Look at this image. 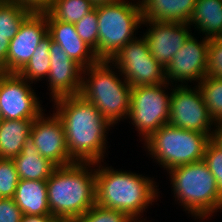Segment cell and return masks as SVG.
Instances as JSON below:
<instances>
[{
    "label": "cell",
    "instance_id": "5b68a950",
    "mask_svg": "<svg viewBox=\"0 0 222 222\" xmlns=\"http://www.w3.org/2000/svg\"><path fill=\"white\" fill-rule=\"evenodd\" d=\"M175 200L196 219H207L222 209V196L206 163L198 162L176 166L169 171ZM217 210V211H216Z\"/></svg>",
    "mask_w": 222,
    "mask_h": 222
},
{
    "label": "cell",
    "instance_id": "1f68e13d",
    "mask_svg": "<svg viewBox=\"0 0 222 222\" xmlns=\"http://www.w3.org/2000/svg\"><path fill=\"white\" fill-rule=\"evenodd\" d=\"M23 216L13 198H0V222H21Z\"/></svg>",
    "mask_w": 222,
    "mask_h": 222
},
{
    "label": "cell",
    "instance_id": "4316f807",
    "mask_svg": "<svg viewBox=\"0 0 222 222\" xmlns=\"http://www.w3.org/2000/svg\"><path fill=\"white\" fill-rule=\"evenodd\" d=\"M78 36L95 54L98 52V18L97 6L74 24Z\"/></svg>",
    "mask_w": 222,
    "mask_h": 222
},
{
    "label": "cell",
    "instance_id": "9c48e42d",
    "mask_svg": "<svg viewBox=\"0 0 222 222\" xmlns=\"http://www.w3.org/2000/svg\"><path fill=\"white\" fill-rule=\"evenodd\" d=\"M110 61L131 87L166 83L165 68L151 55L144 36L129 41Z\"/></svg>",
    "mask_w": 222,
    "mask_h": 222
},
{
    "label": "cell",
    "instance_id": "7a4b0ae2",
    "mask_svg": "<svg viewBox=\"0 0 222 222\" xmlns=\"http://www.w3.org/2000/svg\"><path fill=\"white\" fill-rule=\"evenodd\" d=\"M91 165L94 163L59 166L46 180L48 205L56 219L74 222L96 204V176Z\"/></svg>",
    "mask_w": 222,
    "mask_h": 222
},
{
    "label": "cell",
    "instance_id": "ffe728a7",
    "mask_svg": "<svg viewBox=\"0 0 222 222\" xmlns=\"http://www.w3.org/2000/svg\"><path fill=\"white\" fill-rule=\"evenodd\" d=\"M32 11L14 1L0 3V72L6 73V59L10 41L15 37L24 19Z\"/></svg>",
    "mask_w": 222,
    "mask_h": 222
},
{
    "label": "cell",
    "instance_id": "8d00e7d4",
    "mask_svg": "<svg viewBox=\"0 0 222 222\" xmlns=\"http://www.w3.org/2000/svg\"><path fill=\"white\" fill-rule=\"evenodd\" d=\"M132 222H142V219H141V221L140 220H133Z\"/></svg>",
    "mask_w": 222,
    "mask_h": 222
},
{
    "label": "cell",
    "instance_id": "d6986e66",
    "mask_svg": "<svg viewBox=\"0 0 222 222\" xmlns=\"http://www.w3.org/2000/svg\"><path fill=\"white\" fill-rule=\"evenodd\" d=\"M197 0H144L141 3L143 19L188 23Z\"/></svg>",
    "mask_w": 222,
    "mask_h": 222
},
{
    "label": "cell",
    "instance_id": "7c38bea8",
    "mask_svg": "<svg viewBox=\"0 0 222 222\" xmlns=\"http://www.w3.org/2000/svg\"><path fill=\"white\" fill-rule=\"evenodd\" d=\"M197 40L190 35L183 46L174 54L171 61L165 67V79L169 84L172 82L196 81L199 84L207 75V58L209 39ZM187 81V82H186Z\"/></svg>",
    "mask_w": 222,
    "mask_h": 222
},
{
    "label": "cell",
    "instance_id": "8992f818",
    "mask_svg": "<svg viewBox=\"0 0 222 222\" xmlns=\"http://www.w3.org/2000/svg\"><path fill=\"white\" fill-rule=\"evenodd\" d=\"M99 60H111L142 25L141 4L120 0L97 6Z\"/></svg>",
    "mask_w": 222,
    "mask_h": 222
},
{
    "label": "cell",
    "instance_id": "74e56055",
    "mask_svg": "<svg viewBox=\"0 0 222 222\" xmlns=\"http://www.w3.org/2000/svg\"><path fill=\"white\" fill-rule=\"evenodd\" d=\"M57 222H69V221H62V220H58Z\"/></svg>",
    "mask_w": 222,
    "mask_h": 222
},
{
    "label": "cell",
    "instance_id": "44dd1931",
    "mask_svg": "<svg viewBox=\"0 0 222 222\" xmlns=\"http://www.w3.org/2000/svg\"><path fill=\"white\" fill-rule=\"evenodd\" d=\"M13 199L24 215H51L46 181L19 180Z\"/></svg>",
    "mask_w": 222,
    "mask_h": 222
},
{
    "label": "cell",
    "instance_id": "52a82bcc",
    "mask_svg": "<svg viewBox=\"0 0 222 222\" xmlns=\"http://www.w3.org/2000/svg\"><path fill=\"white\" fill-rule=\"evenodd\" d=\"M210 137L209 134L165 124L144 145L149 155L169 171L176 166L203 160Z\"/></svg>",
    "mask_w": 222,
    "mask_h": 222
},
{
    "label": "cell",
    "instance_id": "277c9868",
    "mask_svg": "<svg viewBox=\"0 0 222 222\" xmlns=\"http://www.w3.org/2000/svg\"><path fill=\"white\" fill-rule=\"evenodd\" d=\"M114 68L109 60H99L96 64L83 68L84 78L79 93L91 102L111 125L120 122L122 118L127 119L132 89L124 78L120 80L118 76L121 73L117 75Z\"/></svg>",
    "mask_w": 222,
    "mask_h": 222
},
{
    "label": "cell",
    "instance_id": "d4e9b609",
    "mask_svg": "<svg viewBox=\"0 0 222 222\" xmlns=\"http://www.w3.org/2000/svg\"><path fill=\"white\" fill-rule=\"evenodd\" d=\"M94 8L91 0H53L45 11L54 20L75 24Z\"/></svg>",
    "mask_w": 222,
    "mask_h": 222
},
{
    "label": "cell",
    "instance_id": "ba28073f",
    "mask_svg": "<svg viewBox=\"0 0 222 222\" xmlns=\"http://www.w3.org/2000/svg\"><path fill=\"white\" fill-rule=\"evenodd\" d=\"M169 84L136 86L131 89L130 111L127 116L136 130L148 140L170 117V96L165 93Z\"/></svg>",
    "mask_w": 222,
    "mask_h": 222
},
{
    "label": "cell",
    "instance_id": "d6a6232c",
    "mask_svg": "<svg viewBox=\"0 0 222 222\" xmlns=\"http://www.w3.org/2000/svg\"><path fill=\"white\" fill-rule=\"evenodd\" d=\"M22 5L26 8H29L34 12H43L45 11L52 3L53 0H10Z\"/></svg>",
    "mask_w": 222,
    "mask_h": 222
},
{
    "label": "cell",
    "instance_id": "f546056e",
    "mask_svg": "<svg viewBox=\"0 0 222 222\" xmlns=\"http://www.w3.org/2000/svg\"><path fill=\"white\" fill-rule=\"evenodd\" d=\"M203 161L214 176L218 192L222 196V149L210 140L207 143Z\"/></svg>",
    "mask_w": 222,
    "mask_h": 222
},
{
    "label": "cell",
    "instance_id": "4dcf8cb0",
    "mask_svg": "<svg viewBox=\"0 0 222 222\" xmlns=\"http://www.w3.org/2000/svg\"><path fill=\"white\" fill-rule=\"evenodd\" d=\"M207 76L222 78V40L210 39L207 58Z\"/></svg>",
    "mask_w": 222,
    "mask_h": 222
},
{
    "label": "cell",
    "instance_id": "6da1fadb",
    "mask_svg": "<svg viewBox=\"0 0 222 222\" xmlns=\"http://www.w3.org/2000/svg\"><path fill=\"white\" fill-rule=\"evenodd\" d=\"M53 102L55 114L64 127L70 158L77 163L103 162L107 130L113 126L80 94L63 96Z\"/></svg>",
    "mask_w": 222,
    "mask_h": 222
},
{
    "label": "cell",
    "instance_id": "2e32d148",
    "mask_svg": "<svg viewBox=\"0 0 222 222\" xmlns=\"http://www.w3.org/2000/svg\"><path fill=\"white\" fill-rule=\"evenodd\" d=\"M49 53L51 63L46 80L49 82L52 99L78 95L81 91L83 67L54 41L51 42Z\"/></svg>",
    "mask_w": 222,
    "mask_h": 222
},
{
    "label": "cell",
    "instance_id": "7402d4cb",
    "mask_svg": "<svg viewBox=\"0 0 222 222\" xmlns=\"http://www.w3.org/2000/svg\"><path fill=\"white\" fill-rule=\"evenodd\" d=\"M189 25L205 34L206 39L222 35V0H197Z\"/></svg>",
    "mask_w": 222,
    "mask_h": 222
},
{
    "label": "cell",
    "instance_id": "d590c367",
    "mask_svg": "<svg viewBox=\"0 0 222 222\" xmlns=\"http://www.w3.org/2000/svg\"><path fill=\"white\" fill-rule=\"evenodd\" d=\"M91 1L95 6H98V5H103V4L115 3L120 0H91Z\"/></svg>",
    "mask_w": 222,
    "mask_h": 222
},
{
    "label": "cell",
    "instance_id": "cb8c5ba5",
    "mask_svg": "<svg viewBox=\"0 0 222 222\" xmlns=\"http://www.w3.org/2000/svg\"><path fill=\"white\" fill-rule=\"evenodd\" d=\"M52 41V37L47 34L39 42L28 63L17 74L32 83L47 78L51 63L49 49Z\"/></svg>",
    "mask_w": 222,
    "mask_h": 222
},
{
    "label": "cell",
    "instance_id": "9a60e30c",
    "mask_svg": "<svg viewBox=\"0 0 222 222\" xmlns=\"http://www.w3.org/2000/svg\"><path fill=\"white\" fill-rule=\"evenodd\" d=\"M149 24L143 35L151 55L165 68L174 54L183 46L190 33L189 23L164 22L143 19L142 24Z\"/></svg>",
    "mask_w": 222,
    "mask_h": 222
},
{
    "label": "cell",
    "instance_id": "836d02e7",
    "mask_svg": "<svg viewBox=\"0 0 222 222\" xmlns=\"http://www.w3.org/2000/svg\"><path fill=\"white\" fill-rule=\"evenodd\" d=\"M53 215H24L21 222H57Z\"/></svg>",
    "mask_w": 222,
    "mask_h": 222
},
{
    "label": "cell",
    "instance_id": "8fae6325",
    "mask_svg": "<svg viewBox=\"0 0 222 222\" xmlns=\"http://www.w3.org/2000/svg\"><path fill=\"white\" fill-rule=\"evenodd\" d=\"M31 82L17 73L0 72V111L2 119L34 120L43 112Z\"/></svg>",
    "mask_w": 222,
    "mask_h": 222
},
{
    "label": "cell",
    "instance_id": "603a6c76",
    "mask_svg": "<svg viewBox=\"0 0 222 222\" xmlns=\"http://www.w3.org/2000/svg\"><path fill=\"white\" fill-rule=\"evenodd\" d=\"M32 123L28 119L0 121V159H14L21 153Z\"/></svg>",
    "mask_w": 222,
    "mask_h": 222
},
{
    "label": "cell",
    "instance_id": "30bf717a",
    "mask_svg": "<svg viewBox=\"0 0 222 222\" xmlns=\"http://www.w3.org/2000/svg\"><path fill=\"white\" fill-rule=\"evenodd\" d=\"M171 90L170 117L168 124L185 130L212 135L215 124L210 117L200 89L177 85ZM212 129V131H211Z\"/></svg>",
    "mask_w": 222,
    "mask_h": 222
},
{
    "label": "cell",
    "instance_id": "ac0fdd59",
    "mask_svg": "<svg viewBox=\"0 0 222 222\" xmlns=\"http://www.w3.org/2000/svg\"><path fill=\"white\" fill-rule=\"evenodd\" d=\"M13 162L20 180L46 181L57 167L40 155L30 135L26 138L21 153L13 159Z\"/></svg>",
    "mask_w": 222,
    "mask_h": 222
},
{
    "label": "cell",
    "instance_id": "4fadbf2b",
    "mask_svg": "<svg viewBox=\"0 0 222 222\" xmlns=\"http://www.w3.org/2000/svg\"><path fill=\"white\" fill-rule=\"evenodd\" d=\"M48 34L46 11H32L10 41L6 73H18L30 60L39 42Z\"/></svg>",
    "mask_w": 222,
    "mask_h": 222
},
{
    "label": "cell",
    "instance_id": "3957f363",
    "mask_svg": "<svg viewBox=\"0 0 222 222\" xmlns=\"http://www.w3.org/2000/svg\"><path fill=\"white\" fill-rule=\"evenodd\" d=\"M95 165H98L95 169L97 205L124 212L132 220H138L147 206L158 198V186L151 178Z\"/></svg>",
    "mask_w": 222,
    "mask_h": 222
},
{
    "label": "cell",
    "instance_id": "83f0119b",
    "mask_svg": "<svg viewBox=\"0 0 222 222\" xmlns=\"http://www.w3.org/2000/svg\"><path fill=\"white\" fill-rule=\"evenodd\" d=\"M19 180L13 159H0V198H14Z\"/></svg>",
    "mask_w": 222,
    "mask_h": 222
},
{
    "label": "cell",
    "instance_id": "484cf974",
    "mask_svg": "<svg viewBox=\"0 0 222 222\" xmlns=\"http://www.w3.org/2000/svg\"><path fill=\"white\" fill-rule=\"evenodd\" d=\"M197 86L210 117L215 123H222V78L206 75Z\"/></svg>",
    "mask_w": 222,
    "mask_h": 222
},
{
    "label": "cell",
    "instance_id": "e0dca14e",
    "mask_svg": "<svg viewBox=\"0 0 222 222\" xmlns=\"http://www.w3.org/2000/svg\"><path fill=\"white\" fill-rule=\"evenodd\" d=\"M48 34L59 44L64 52L83 68L96 64L99 59L94 50L78 36L74 23L54 20L47 12Z\"/></svg>",
    "mask_w": 222,
    "mask_h": 222
},
{
    "label": "cell",
    "instance_id": "f1b7e54d",
    "mask_svg": "<svg viewBox=\"0 0 222 222\" xmlns=\"http://www.w3.org/2000/svg\"><path fill=\"white\" fill-rule=\"evenodd\" d=\"M124 212L101 207L97 204L77 218L74 222H132Z\"/></svg>",
    "mask_w": 222,
    "mask_h": 222
},
{
    "label": "cell",
    "instance_id": "5bb4252c",
    "mask_svg": "<svg viewBox=\"0 0 222 222\" xmlns=\"http://www.w3.org/2000/svg\"><path fill=\"white\" fill-rule=\"evenodd\" d=\"M30 136L40 155L57 167L75 163L69 156L63 124L55 113L49 117L42 113L34 119Z\"/></svg>",
    "mask_w": 222,
    "mask_h": 222
},
{
    "label": "cell",
    "instance_id": "e575fe53",
    "mask_svg": "<svg viewBox=\"0 0 222 222\" xmlns=\"http://www.w3.org/2000/svg\"><path fill=\"white\" fill-rule=\"evenodd\" d=\"M215 130H213L210 140L222 149V123H215Z\"/></svg>",
    "mask_w": 222,
    "mask_h": 222
}]
</instances>
